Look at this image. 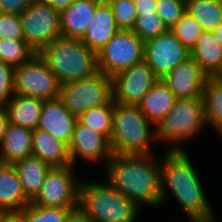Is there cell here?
I'll return each instance as SVG.
<instances>
[{"label": "cell", "instance_id": "1", "mask_svg": "<svg viewBox=\"0 0 222 222\" xmlns=\"http://www.w3.org/2000/svg\"><path fill=\"white\" fill-rule=\"evenodd\" d=\"M160 161L161 206L166 202L170 190L190 222H216L213 207L205 196L198 173L187 152L166 150Z\"/></svg>", "mask_w": 222, "mask_h": 222}, {"label": "cell", "instance_id": "2", "mask_svg": "<svg viewBox=\"0 0 222 222\" xmlns=\"http://www.w3.org/2000/svg\"><path fill=\"white\" fill-rule=\"evenodd\" d=\"M153 156L113 153L104 166L107 182L140 208L161 206V161Z\"/></svg>", "mask_w": 222, "mask_h": 222}, {"label": "cell", "instance_id": "3", "mask_svg": "<svg viewBox=\"0 0 222 222\" xmlns=\"http://www.w3.org/2000/svg\"><path fill=\"white\" fill-rule=\"evenodd\" d=\"M156 125L148 120L137 105L114 102L110 146L113 153L148 155L156 139Z\"/></svg>", "mask_w": 222, "mask_h": 222}, {"label": "cell", "instance_id": "4", "mask_svg": "<svg viewBox=\"0 0 222 222\" xmlns=\"http://www.w3.org/2000/svg\"><path fill=\"white\" fill-rule=\"evenodd\" d=\"M38 54L61 84L98 72L96 53L77 38L57 37Z\"/></svg>", "mask_w": 222, "mask_h": 222}, {"label": "cell", "instance_id": "5", "mask_svg": "<svg viewBox=\"0 0 222 222\" xmlns=\"http://www.w3.org/2000/svg\"><path fill=\"white\" fill-rule=\"evenodd\" d=\"M83 181L79 205L94 222H135L138 219L140 207L107 181Z\"/></svg>", "mask_w": 222, "mask_h": 222}, {"label": "cell", "instance_id": "6", "mask_svg": "<svg viewBox=\"0 0 222 222\" xmlns=\"http://www.w3.org/2000/svg\"><path fill=\"white\" fill-rule=\"evenodd\" d=\"M204 128L206 121L203 99L178 98L172 109L156 125V139L172 144L168 151H186L181 143L195 138Z\"/></svg>", "mask_w": 222, "mask_h": 222}, {"label": "cell", "instance_id": "7", "mask_svg": "<svg viewBox=\"0 0 222 222\" xmlns=\"http://www.w3.org/2000/svg\"><path fill=\"white\" fill-rule=\"evenodd\" d=\"M60 98L78 118L88 109L107 104L113 98L112 78L98 71L90 77L61 84Z\"/></svg>", "mask_w": 222, "mask_h": 222}, {"label": "cell", "instance_id": "8", "mask_svg": "<svg viewBox=\"0 0 222 222\" xmlns=\"http://www.w3.org/2000/svg\"><path fill=\"white\" fill-rule=\"evenodd\" d=\"M144 43L132 30L120 29L96 54L98 71L112 78L144 61Z\"/></svg>", "mask_w": 222, "mask_h": 222}, {"label": "cell", "instance_id": "9", "mask_svg": "<svg viewBox=\"0 0 222 222\" xmlns=\"http://www.w3.org/2000/svg\"><path fill=\"white\" fill-rule=\"evenodd\" d=\"M14 89L17 94L45 101L60 97L61 83L37 53L14 68Z\"/></svg>", "mask_w": 222, "mask_h": 222}, {"label": "cell", "instance_id": "10", "mask_svg": "<svg viewBox=\"0 0 222 222\" xmlns=\"http://www.w3.org/2000/svg\"><path fill=\"white\" fill-rule=\"evenodd\" d=\"M20 16L23 39L39 53L61 36V17L49 4L34 2Z\"/></svg>", "mask_w": 222, "mask_h": 222}, {"label": "cell", "instance_id": "11", "mask_svg": "<svg viewBox=\"0 0 222 222\" xmlns=\"http://www.w3.org/2000/svg\"><path fill=\"white\" fill-rule=\"evenodd\" d=\"M74 166L51 168L32 204L46 207L74 208L79 205L80 184ZM80 181V182H79Z\"/></svg>", "mask_w": 222, "mask_h": 222}, {"label": "cell", "instance_id": "12", "mask_svg": "<svg viewBox=\"0 0 222 222\" xmlns=\"http://www.w3.org/2000/svg\"><path fill=\"white\" fill-rule=\"evenodd\" d=\"M188 58L190 51L170 30L144 43V61L159 79Z\"/></svg>", "mask_w": 222, "mask_h": 222}, {"label": "cell", "instance_id": "13", "mask_svg": "<svg viewBox=\"0 0 222 222\" xmlns=\"http://www.w3.org/2000/svg\"><path fill=\"white\" fill-rule=\"evenodd\" d=\"M160 79L142 61L112 77L113 100L125 105H138L150 88Z\"/></svg>", "mask_w": 222, "mask_h": 222}, {"label": "cell", "instance_id": "14", "mask_svg": "<svg viewBox=\"0 0 222 222\" xmlns=\"http://www.w3.org/2000/svg\"><path fill=\"white\" fill-rule=\"evenodd\" d=\"M69 155L72 161V166H75L77 157H81L85 161L91 163H100L107 165L113 155L109 140L92 131L88 127L82 125L78 120L75 124L73 137L69 144Z\"/></svg>", "mask_w": 222, "mask_h": 222}, {"label": "cell", "instance_id": "15", "mask_svg": "<svg viewBox=\"0 0 222 222\" xmlns=\"http://www.w3.org/2000/svg\"><path fill=\"white\" fill-rule=\"evenodd\" d=\"M208 75L190 57L172 69L161 80L178 98H202Z\"/></svg>", "mask_w": 222, "mask_h": 222}, {"label": "cell", "instance_id": "16", "mask_svg": "<svg viewBox=\"0 0 222 222\" xmlns=\"http://www.w3.org/2000/svg\"><path fill=\"white\" fill-rule=\"evenodd\" d=\"M77 117L64 105L60 97L45 100L37 128L42 129L55 138L70 144Z\"/></svg>", "mask_w": 222, "mask_h": 222}, {"label": "cell", "instance_id": "17", "mask_svg": "<svg viewBox=\"0 0 222 222\" xmlns=\"http://www.w3.org/2000/svg\"><path fill=\"white\" fill-rule=\"evenodd\" d=\"M119 30L110 5L106 0H102L96 7L89 28L80 40L97 54Z\"/></svg>", "mask_w": 222, "mask_h": 222}, {"label": "cell", "instance_id": "18", "mask_svg": "<svg viewBox=\"0 0 222 222\" xmlns=\"http://www.w3.org/2000/svg\"><path fill=\"white\" fill-rule=\"evenodd\" d=\"M102 0H75L60 14L61 36L81 39L93 20Z\"/></svg>", "mask_w": 222, "mask_h": 222}, {"label": "cell", "instance_id": "19", "mask_svg": "<svg viewBox=\"0 0 222 222\" xmlns=\"http://www.w3.org/2000/svg\"><path fill=\"white\" fill-rule=\"evenodd\" d=\"M32 155L52 168L72 165L69 145L39 128L34 129L32 133Z\"/></svg>", "mask_w": 222, "mask_h": 222}, {"label": "cell", "instance_id": "20", "mask_svg": "<svg viewBox=\"0 0 222 222\" xmlns=\"http://www.w3.org/2000/svg\"><path fill=\"white\" fill-rule=\"evenodd\" d=\"M190 57L209 77H222V45L218 43L213 32H202L190 51Z\"/></svg>", "mask_w": 222, "mask_h": 222}, {"label": "cell", "instance_id": "21", "mask_svg": "<svg viewBox=\"0 0 222 222\" xmlns=\"http://www.w3.org/2000/svg\"><path fill=\"white\" fill-rule=\"evenodd\" d=\"M33 130L9 123L0 144V158L13 164L32 155Z\"/></svg>", "mask_w": 222, "mask_h": 222}, {"label": "cell", "instance_id": "22", "mask_svg": "<svg viewBox=\"0 0 222 222\" xmlns=\"http://www.w3.org/2000/svg\"><path fill=\"white\" fill-rule=\"evenodd\" d=\"M44 100L14 93L5 106L9 123L34 130L37 128Z\"/></svg>", "mask_w": 222, "mask_h": 222}, {"label": "cell", "instance_id": "23", "mask_svg": "<svg viewBox=\"0 0 222 222\" xmlns=\"http://www.w3.org/2000/svg\"><path fill=\"white\" fill-rule=\"evenodd\" d=\"M12 165L18 174L24 195L32 201L39 193L42 183L52 167L34 155L25 157Z\"/></svg>", "mask_w": 222, "mask_h": 222}, {"label": "cell", "instance_id": "24", "mask_svg": "<svg viewBox=\"0 0 222 222\" xmlns=\"http://www.w3.org/2000/svg\"><path fill=\"white\" fill-rule=\"evenodd\" d=\"M176 99L168 86L160 79L150 88L137 106L148 120L157 125L172 109Z\"/></svg>", "mask_w": 222, "mask_h": 222}, {"label": "cell", "instance_id": "25", "mask_svg": "<svg viewBox=\"0 0 222 222\" xmlns=\"http://www.w3.org/2000/svg\"><path fill=\"white\" fill-rule=\"evenodd\" d=\"M30 202L14 166L9 164L0 176V212H20Z\"/></svg>", "mask_w": 222, "mask_h": 222}, {"label": "cell", "instance_id": "26", "mask_svg": "<svg viewBox=\"0 0 222 222\" xmlns=\"http://www.w3.org/2000/svg\"><path fill=\"white\" fill-rule=\"evenodd\" d=\"M186 13L192 16L203 31H213L222 22L219 0H186Z\"/></svg>", "mask_w": 222, "mask_h": 222}, {"label": "cell", "instance_id": "27", "mask_svg": "<svg viewBox=\"0 0 222 222\" xmlns=\"http://www.w3.org/2000/svg\"><path fill=\"white\" fill-rule=\"evenodd\" d=\"M202 99L206 124L216 130L222 124V77H208Z\"/></svg>", "mask_w": 222, "mask_h": 222}, {"label": "cell", "instance_id": "28", "mask_svg": "<svg viewBox=\"0 0 222 222\" xmlns=\"http://www.w3.org/2000/svg\"><path fill=\"white\" fill-rule=\"evenodd\" d=\"M113 109L114 100L112 98L107 104L88 109L77 120L82 125L105 136L110 141Z\"/></svg>", "mask_w": 222, "mask_h": 222}, {"label": "cell", "instance_id": "29", "mask_svg": "<svg viewBox=\"0 0 222 222\" xmlns=\"http://www.w3.org/2000/svg\"><path fill=\"white\" fill-rule=\"evenodd\" d=\"M36 54L24 39H0V61L14 68L28 62Z\"/></svg>", "mask_w": 222, "mask_h": 222}, {"label": "cell", "instance_id": "30", "mask_svg": "<svg viewBox=\"0 0 222 222\" xmlns=\"http://www.w3.org/2000/svg\"><path fill=\"white\" fill-rule=\"evenodd\" d=\"M168 29L155 12L137 13L132 31L144 42L163 34Z\"/></svg>", "mask_w": 222, "mask_h": 222}, {"label": "cell", "instance_id": "31", "mask_svg": "<svg viewBox=\"0 0 222 222\" xmlns=\"http://www.w3.org/2000/svg\"><path fill=\"white\" fill-rule=\"evenodd\" d=\"M71 209L38 206L30 202L20 213L24 216L25 222H65Z\"/></svg>", "mask_w": 222, "mask_h": 222}, {"label": "cell", "instance_id": "32", "mask_svg": "<svg viewBox=\"0 0 222 222\" xmlns=\"http://www.w3.org/2000/svg\"><path fill=\"white\" fill-rule=\"evenodd\" d=\"M170 31L189 51H191L202 34L203 29L192 16L185 13Z\"/></svg>", "mask_w": 222, "mask_h": 222}, {"label": "cell", "instance_id": "33", "mask_svg": "<svg viewBox=\"0 0 222 222\" xmlns=\"http://www.w3.org/2000/svg\"><path fill=\"white\" fill-rule=\"evenodd\" d=\"M110 5L117 26L122 30H132L137 18L134 0H106Z\"/></svg>", "mask_w": 222, "mask_h": 222}, {"label": "cell", "instance_id": "34", "mask_svg": "<svg viewBox=\"0 0 222 222\" xmlns=\"http://www.w3.org/2000/svg\"><path fill=\"white\" fill-rule=\"evenodd\" d=\"M156 13L170 30L186 13V0H157Z\"/></svg>", "mask_w": 222, "mask_h": 222}, {"label": "cell", "instance_id": "35", "mask_svg": "<svg viewBox=\"0 0 222 222\" xmlns=\"http://www.w3.org/2000/svg\"><path fill=\"white\" fill-rule=\"evenodd\" d=\"M14 93V67L0 61V106H6Z\"/></svg>", "mask_w": 222, "mask_h": 222}, {"label": "cell", "instance_id": "36", "mask_svg": "<svg viewBox=\"0 0 222 222\" xmlns=\"http://www.w3.org/2000/svg\"><path fill=\"white\" fill-rule=\"evenodd\" d=\"M23 39L20 16L0 13V39Z\"/></svg>", "mask_w": 222, "mask_h": 222}, {"label": "cell", "instance_id": "37", "mask_svg": "<svg viewBox=\"0 0 222 222\" xmlns=\"http://www.w3.org/2000/svg\"><path fill=\"white\" fill-rule=\"evenodd\" d=\"M35 0H0V13L21 15Z\"/></svg>", "mask_w": 222, "mask_h": 222}, {"label": "cell", "instance_id": "38", "mask_svg": "<svg viewBox=\"0 0 222 222\" xmlns=\"http://www.w3.org/2000/svg\"><path fill=\"white\" fill-rule=\"evenodd\" d=\"M65 222H94L80 205L72 208L66 216Z\"/></svg>", "mask_w": 222, "mask_h": 222}, {"label": "cell", "instance_id": "39", "mask_svg": "<svg viewBox=\"0 0 222 222\" xmlns=\"http://www.w3.org/2000/svg\"><path fill=\"white\" fill-rule=\"evenodd\" d=\"M137 13H147L156 11L157 0H134Z\"/></svg>", "mask_w": 222, "mask_h": 222}, {"label": "cell", "instance_id": "40", "mask_svg": "<svg viewBox=\"0 0 222 222\" xmlns=\"http://www.w3.org/2000/svg\"><path fill=\"white\" fill-rule=\"evenodd\" d=\"M0 222H25L20 212H0Z\"/></svg>", "mask_w": 222, "mask_h": 222}, {"label": "cell", "instance_id": "41", "mask_svg": "<svg viewBox=\"0 0 222 222\" xmlns=\"http://www.w3.org/2000/svg\"><path fill=\"white\" fill-rule=\"evenodd\" d=\"M9 124L8 114L5 106H0V144Z\"/></svg>", "mask_w": 222, "mask_h": 222}, {"label": "cell", "instance_id": "42", "mask_svg": "<svg viewBox=\"0 0 222 222\" xmlns=\"http://www.w3.org/2000/svg\"><path fill=\"white\" fill-rule=\"evenodd\" d=\"M75 0H51L49 5L60 14L67 9Z\"/></svg>", "mask_w": 222, "mask_h": 222}, {"label": "cell", "instance_id": "43", "mask_svg": "<svg viewBox=\"0 0 222 222\" xmlns=\"http://www.w3.org/2000/svg\"><path fill=\"white\" fill-rule=\"evenodd\" d=\"M212 32L218 43L222 45V22Z\"/></svg>", "mask_w": 222, "mask_h": 222}, {"label": "cell", "instance_id": "44", "mask_svg": "<svg viewBox=\"0 0 222 222\" xmlns=\"http://www.w3.org/2000/svg\"><path fill=\"white\" fill-rule=\"evenodd\" d=\"M9 164L5 161H3L1 158H0V176L2 174V172L4 171V169L8 166Z\"/></svg>", "mask_w": 222, "mask_h": 222}, {"label": "cell", "instance_id": "45", "mask_svg": "<svg viewBox=\"0 0 222 222\" xmlns=\"http://www.w3.org/2000/svg\"><path fill=\"white\" fill-rule=\"evenodd\" d=\"M35 1L44 4H49L51 2V0H35Z\"/></svg>", "mask_w": 222, "mask_h": 222}, {"label": "cell", "instance_id": "46", "mask_svg": "<svg viewBox=\"0 0 222 222\" xmlns=\"http://www.w3.org/2000/svg\"><path fill=\"white\" fill-rule=\"evenodd\" d=\"M216 130L219 132L220 136H222V124Z\"/></svg>", "mask_w": 222, "mask_h": 222}]
</instances>
